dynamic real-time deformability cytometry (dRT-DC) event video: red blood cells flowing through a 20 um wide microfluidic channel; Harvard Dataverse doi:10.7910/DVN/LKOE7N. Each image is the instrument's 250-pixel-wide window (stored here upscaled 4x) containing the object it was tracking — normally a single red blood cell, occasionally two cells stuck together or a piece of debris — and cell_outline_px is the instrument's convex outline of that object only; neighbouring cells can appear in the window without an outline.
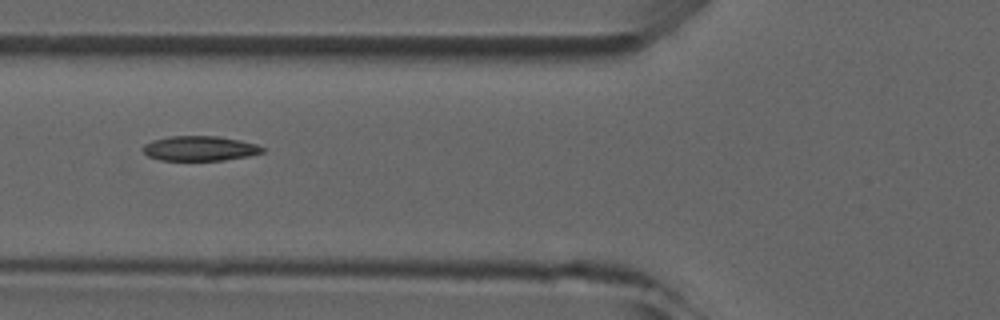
{"species": "common noctule bat (a hibernating species)", "species_latin": "Nyctalus noctula", "temperature_condition": "room temperature", "stored_images_in_passage": 6, "camera_frame_rate_fps": 3000, "um_per_image_px": 0.085, "animal": {"sex": "male", "forearm_length_mm": 52.5}, "frame": {"image": 1, "passage_image": 5, "time_ms": 5.333, "image_size_px": [1000, 320], "cell_outline_px": [[264, 152], [248, 156], [224, 160], [160, 160], [148, 156], [140, 148], [144, 144], [152, 140], [168, 136], [220, 136], [240, 140], [256, 144], [264, 148]], "centroid_in_image_um": [16.95, 12.61], "position_along_channel_um": 108.8, "area_um2": 17.4}}
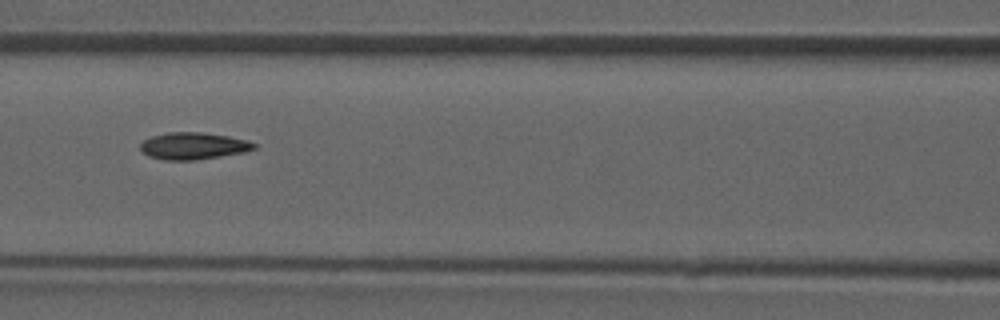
{"frame": {"image": 2, "passage_image": 6, "time_ms": 6.333, "image_size_px": [1000, 320], "cell_outline_px": [[256, 148], [244, 152], [196, 160], [164, 160], [148, 156], [140, 148], [140, 144], [144, 140], [152, 136], [168, 132], [204, 132], [228, 136], [248, 140], [256, 144]], "centroid_in_image_um": [16.44, 12.4], "position_along_channel_um": 150.2, "area_um2": 17.86}}